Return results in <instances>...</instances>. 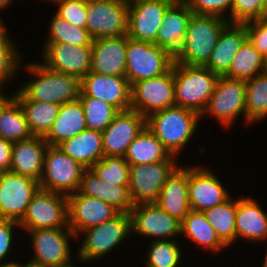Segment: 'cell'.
Here are the masks:
<instances>
[{"mask_svg":"<svg viewBox=\"0 0 267 267\" xmlns=\"http://www.w3.org/2000/svg\"><path fill=\"white\" fill-rule=\"evenodd\" d=\"M81 233L85 235L78 258L81 262H90L102 258L131 234V217L129 213L119 212L111 220L88 228Z\"/></svg>","mask_w":267,"mask_h":267,"instance_id":"cell-7","label":"cell"},{"mask_svg":"<svg viewBox=\"0 0 267 267\" xmlns=\"http://www.w3.org/2000/svg\"><path fill=\"white\" fill-rule=\"evenodd\" d=\"M267 251V250H266ZM264 263H263V266L262 267H267V252H266V255L264 257Z\"/></svg>","mask_w":267,"mask_h":267,"instance_id":"cell-55","label":"cell"},{"mask_svg":"<svg viewBox=\"0 0 267 267\" xmlns=\"http://www.w3.org/2000/svg\"><path fill=\"white\" fill-rule=\"evenodd\" d=\"M261 19L267 24V13Z\"/></svg>","mask_w":267,"mask_h":267,"instance_id":"cell-56","label":"cell"},{"mask_svg":"<svg viewBox=\"0 0 267 267\" xmlns=\"http://www.w3.org/2000/svg\"><path fill=\"white\" fill-rule=\"evenodd\" d=\"M21 229L63 228L68 226L67 196L39 188L19 222Z\"/></svg>","mask_w":267,"mask_h":267,"instance_id":"cell-8","label":"cell"},{"mask_svg":"<svg viewBox=\"0 0 267 267\" xmlns=\"http://www.w3.org/2000/svg\"><path fill=\"white\" fill-rule=\"evenodd\" d=\"M66 228V229H65ZM66 230V231H65ZM35 251L31 262L47 267H60L71 262L70 238H77L69 227L29 230Z\"/></svg>","mask_w":267,"mask_h":267,"instance_id":"cell-14","label":"cell"},{"mask_svg":"<svg viewBox=\"0 0 267 267\" xmlns=\"http://www.w3.org/2000/svg\"><path fill=\"white\" fill-rule=\"evenodd\" d=\"M53 18V19H52ZM51 18L49 35L45 43H64L72 46H92L93 38L86 28H81L59 17Z\"/></svg>","mask_w":267,"mask_h":267,"instance_id":"cell-38","label":"cell"},{"mask_svg":"<svg viewBox=\"0 0 267 267\" xmlns=\"http://www.w3.org/2000/svg\"><path fill=\"white\" fill-rule=\"evenodd\" d=\"M13 143L0 137V172L10 171Z\"/></svg>","mask_w":267,"mask_h":267,"instance_id":"cell-48","label":"cell"},{"mask_svg":"<svg viewBox=\"0 0 267 267\" xmlns=\"http://www.w3.org/2000/svg\"><path fill=\"white\" fill-rule=\"evenodd\" d=\"M0 137L12 143L33 137L22 107L14 97L0 111Z\"/></svg>","mask_w":267,"mask_h":267,"instance_id":"cell-34","label":"cell"},{"mask_svg":"<svg viewBox=\"0 0 267 267\" xmlns=\"http://www.w3.org/2000/svg\"><path fill=\"white\" fill-rule=\"evenodd\" d=\"M131 85L126 77L89 72L81 80L80 97H96L118 111L131 109Z\"/></svg>","mask_w":267,"mask_h":267,"instance_id":"cell-20","label":"cell"},{"mask_svg":"<svg viewBox=\"0 0 267 267\" xmlns=\"http://www.w3.org/2000/svg\"><path fill=\"white\" fill-rule=\"evenodd\" d=\"M242 113L246 121L245 81L219 76L206 109L202 115L215 116L226 128Z\"/></svg>","mask_w":267,"mask_h":267,"instance_id":"cell-9","label":"cell"},{"mask_svg":"<svg viewBox=\"0 0 267 267\" xmlns=\"http://www.w3.org/2000/svg\"><path fill=\"white\" fill-rule=\"evenodd\" d=\"M12 98L13 96L8 98L0 92V111Z\"/></svg>","mask_w":267,"mask_h":267,"instance_id":"cell-49","label":"cell"},{"mask_svg":"<svg viewBox=\"0 0 267 267\" xmlns=\"http://www.w3.org/2000/svg\"><path fill=\"white\" fill-rule=\"evenodd\" d=\"M246 40L245 23H229L221 32L215 49L212 51L205 67L219 76L224 75L229 70L236 53Z\"/></svg>","mask_w":267,"mask_h":267,"instance_id":"cell-26","label":"cell"},{"mask_svg":"<svg viewBox=\"0 0 267 267\" xmlns=\"http://www.w3.org/2000/svg\"><path fill=\"white\" fill-rule=\"evenodd\" d=\"M194 14L217 16L228 19L231 23V8L233 0H185ZM230 13L227 18L225 11Z\"/></svg>","mask_w":267,"mask_h":267,"instance_id":"cell-45","label":"cell"},{"mask_svg":"<svg viewBox=\"0 0 267 267\" xmlns=\"http://www.w3.org/2000/svg\"><path fill=\"white\" fill-rule=\"evenodd\" d=\"M90 169L108 184L129 186V164L125 157H103Z\"/></svg>","mask_w":267,"mask_h":267,"instance_id":"cell-41","label":"cell"},{"mask_svg":"<svg viewBox=\"0 0 267 267\" xmlns=\"http://www.w3.org/2000/svg\"><path fill=\"white\" fill-rule=\"evenodd\" d=\"M58 148L87 169L104 157L102 132L97 130L86 129L59 144Z\"/></svg>","mask_w":267,"mask_h":267,"instance_id":"cell-30","label":"cell"},{"mask_svg":"<svg viewBox=\"0 0 267 267\" xmlns=\"http://www.w3.org/2000/svg\"><path fill=\"white\" fill-rule=\"evenodd\" d=\"M180 248L174 239L153 240L144 263L146 267H178L182 258Z\"/></svg>","mask_w":267,"mask_h":267,"instance_id":"cell-40","label":"cell"},{"mask_svg":"<svg viewBox=\"0 0 267 267\" xmlns=\"http://www.w3.org/2000/svg\"><path fill=\"white\" fill-rule=\"evenodd\" d=\"M188 196L191 210L203 211L224 203L230 194L206 167H188Z\"/></svg>","mask_w":267,"mask_h":267,"instance_id":"cell-21","label":"cell"},{"mask_svg":"<svg viewBox=\"0 0 267 267\" xmlns=\"http://www.w3.org/2000/svg\"><path fill=\"white\" fill-rule=\"evenodd\" d=\"M16 225L19 228V223L13 220L0 219V266L12 267L17 264V262H6L3 258H6L7 253L11 248L13 227ZM2 262V263H1ZM4 262V263H3Z\"/></svg>","mask_w":267,"mask_h":267,"instance_id":"cell-47","label":"cell"},{"mask_svg":"<svg viewBox=\"0 0 267 267\" xmlns=\"http://www.w3.org/2000/svg\"><path fill=\"white\" fill-rule=\"evenodd\" d=\"M174 63V57L155 43L138 41L127 35L126 78L134 83L156 78L167 73Z\"/></svg>","mask_w":267,"mask_h":267,"instance_id":"cell-5","label":"cell"},{"mask_svg":"<svg viewBox=\"0 0 267 267\" xmlns=\"http://www.w3.org/2000/svg\"><path fill=\"white\" fill-rule=\"evenodd\" d=\"M21 105L33 136L44 137L55 121L60 105L37 102L29 98H15Z\"/></svg>","mask_w":267,"mask_h":267,"instance_id":"cell-35","label":"cell"},{"mask_svg":"<svg viewBox=\"0 0 267 267\" xmlns=\"http://www.w3.org/2000/svg\"><path fill=\"white\" fill-rule=\"evenodd\" d=\"M4 24L1 22V19H0V41L3 40L7 35H9L7 32H6V27L5 25L3 26Z\"/></svg>","mask_w":267,"mask_h":267,"instance_id":"cell-50","label":"cell"},{"mask_svg":"<svg viewBox=\"0 0 267 267\" xmlns=\"http://www.w3.org/2000/svg\"><path fill=\"white\" fill-rule=\"evenodd\" d=\"M57 3L56 14L81 28H86L87 23V0H60Z\"/></svg>","mask_w":267,"mask_h":267,"instance_id":"cell-44","label":"cell"},{"mask_svg":"<svg viewBox=\"0 0 267 267\" xmlns=\"http://www.w3.org/2000/svg\"><path fill=\"white\" fill-rule=\"evenodd\" d=\"M228 24V19L193 13L182 47L174 56V62L191 66H205L215 49L221 32Z\"/></svg>","mask_w":267,"mask_h":267,"instance_id":"cell-2","label":"cell"},{"mask_svg":"<svg viewBox=\"0 0 267 267\" xmlns=\"http://www.w3.org/2000/svg\"><path fill=\"white\" fill-rule=\"evenodd\" d=\"M219 75L205 66L173 63L175 106L190 109L202 116L213 94Z\"/></svg>","mask_w":267,"mask_h":267,"instance_id":"cell-4","label":"cell"},{"mask_svg":"<svg viewBox=\"0 0 267 267\" xmlns=\"http://www.w3.org/2000/svg\"><path fill=\"white\" fill-rule=\"evenodd\" d=\"M124 157L129 165L177 160L146 127L132 141Z\"/></svg>","mask_w":267,"mask_h":267,"instance_id":"cell-31","label":"cell"},{"mask_svg":"<svg viewBox=\"0 0 267 267\" xmlns=\"http://www.w3.org/2000/svg\"><path fill=\"white\" fill-rule=\"evenodd\" d=\"M170 6L163 1L128 0V37L155 43L158 29Z\"/></svg>","mask_w":267,"mask_h":267,"instance_id":"cell-18","label":"cell"},{"mask_svg":"<svg viewBox=\"0 0 267 267\" xmlns=\"http://www.w3.org/2000/svg\"><path fill=\"white\" fill-rule=\"evenodd\" d=\"M265 71H267V59L247 39L223 76L248 81Z\"/></svg>","mask_w":267,"mask_h":267,"instance_id":"cell-32","label":"cell"},{"mask_svg":"<svg viewBox=\"0 0 267 267\" xmlns=\"http://www.w3.org/2000/svg\"><path fill=\"white\" fill-rule=\"evenodd\" d=\"M246 121L257 122L267 117V71L245 81Z\"/></svg>","mask_w":267,"mask_h":267,"instance_id":"cell-37","label":"cell"},{"mask_svg":"<svg viewBox=\"0 0 267 267\" xmlns=\"http://www.w3.org/2000/svg\"><path fill=\"white\" fill-rule=\"evenodd\" d=\"M86 29L93 39L128 34V0L87 1Z\"/></svg>","mask_w":267,"mask_h":267,"instance_id":"cell-13","label":"cell"},{"mask_svg":"<svg viewBox=\"0 0 267 267\" xmlns=\"http://www.w3.org/2000/svg\"><path fill=\"white\" fill-rule=\"evenodd\" d=\"M47 147L45 139L40 136L13 143L10 171L40 181Z\"/></svg>","mask_w":267,"mask_h":267,"instance_id":"cell-24","label":"cell"},{"mask_svg":"<svg viewBox=\"0 0 267 267\" xmlns=\"http://www.w3.org/2000/svg\"><path fill=\"white\" fill-rule=\"evenodd\" d=\"M164 211L182 221L191 210L188 196V167H177L164 183L156 202Z\"/></svg>","mask_w":267,"mask_h":267,"instance_id":"cell-25","label":"cell"},{"mask_svg":"<svg viewBox=\"0 0 267 267\" xmlns=\"http://www.w3.org/2000/svg\"><path fill=\"white\" fill-rule=\"evenodd\" d=\"M67 212L68 226L77 238L82 231L111 220L119 213L103 200L81 194L79 191L67 196Z\"/></svg>","mask_w":267,"mask_h":267,"instance_id":"cell-16","label":"cell"},{"mask_svg":"<svg viewBox=\"0 0 267 267\" xmlns=\"http://www.w3.org/2000/svg\"><path fill=\"white\" fill-rule=\"evenodd\" d=\"M146 118L133 109L119 111L102 132L104 157H124L132 141L145 129Z\"/></svg>","mask_w":267,"mask_h":267,"instance_id":"cell-17","label":"cell"},{"mask_svg":"<svg viewBox=\"0 0 267 267\" xmlns=\"http://www.w3.org/2000/svg\"><path fill=\"white\" fill-rule=\"evenodd\" d=\"M199 118L193 110L173 106L146 117V128L176 157L193 137Z\"/></svg>","mask_w":267,"mask_h":267,"instance_id":"cell-3","label":"cell"},{"mask_svg":"<svg viewBox=\"0 0 267 267\" xmlns=\"http://www.w3.org/2000/svg\"><path fill=\"white\" fill-rule=\"evenodd\" d=\"M18 48L15 47L14 42L7 35L0 41V87L14 76L18 71L21 56Z\"/></svg>","mask_w":267,"mask_h":267,"instance_id":"cell-42","label":"cell"},{"mask_svg":"<svg viewBox=\"0 0 267 267\" xmlns=\"http://www.w3.org/2000/svg\"><path fill=\"white\" fill-rule=\"evenodd\" d=\"M131 90V109L145 118L157 111L175 106L173 65L162 76L134 83Z\"/></svg>","mask_w":267,"mask_h":267,"instance_id":"cell-11","label":"cell"},{"mask_svg":"<svg viewBox=\"0 0 267 267\" xmlns=\"http://www.w3.org/2000/svg\"><path fill=\"white\" fill-rule=\"evenodd\" d=\"M247 39L267 59V24L262 20L245 23Z\"/></svg>","mask_w":267,"mask_h":267,"instance_id":"cell-46","label":"cell"},{"mask_svg":"<svg viewBox=\"0 0 267 267\" xmlns=\"http://www.w3.org/2000/svg\"><path fill=\"white\" fill-rule=\"evenodd\" d=\"M213 251L227 247L217 236L212 225L206 220L202 211L190 210L181 221V235Z\"/></svg>","mask_w":267,"mask_h":267,"instance_id":"cell-33","label":"cell"},{"mask_svg":"<svg viewBox=\"0 0 267 267\" xmlns=\"http://www.w3.org/2000/svg\"><path fill=\"white\" fill-rule=\"evenodd\" d=\"M78 191L81 194L103 200L119 212L130 213L134 206L130 198L129 186L108 184L90 168L84 171Z\"/></svg>","mask_w":267,"mask_h":267,"instance_id":"cell-27","label":"cell"},{"mask_svg":"<svg viewBox=\"0 0 267 267\" xmlns=\"http://www.w3.org/2000/svg\"><path fill=\"white\" fill-rule=\"evenodd\" d=\"M84 110L86 128L103 132L119 112L114 106L96 97H79Z\"/></svg>","mask_w":267,"mask_h":267,"instance_id":"cell-39","label":"cell"},{"mask_svg":"<svg viewBox=\"0 0 267 267\" xmlns=\"http://www.w3.org/2000/svg\"><path fill=\"white\" fill-rule=\"evenodd\" d=\"M126 51L127 35L93 39L90 72L126 77Z\"/></svg>","mask_w":267,"mask_h":267,"instance_id":"cell-22","label":"cell"},{"mask_svg":"<svg viewBox=\"0 0 267 267\" xmlns=\"http://www.w3.org/2000/svg\"><path fill=\"white\" fill-rule=\"evenodd\" d=\"M175 161L129 165V194L134 205L156 203L168 177L177 168Z\"/></svg>","mask_w":267,"mask_h":267,"instance_id":"cell-10","label":"cell"},{"mask_svg":"<svg viewBox=\"0 0 267 267\" xmlns=\"http://www.w3.org/2000/svg\"><path fill=\"white\" fill-rule=\"evenodd\" d=\"M39 188V181L31 177L0 172V219L19 223Z\"/></svg>","mask_w":267,"mask_h":267,"instance_id":"cell-12","label":"cell"},{"mask_svg":"<svg viewBox=\"0 0 267 267\" xmlns=\"http://www.w3.org/2000/svg\"><path fill=\"white\" fill-rule=\"evenodd\" d=\"M25 67L37 78L29 80L16 93H13L14 98H29L33 101L60 106L79 99L81 80L78 77L53 71L42 63H30Z\"/></svg>","mask_w":267,"mask_h":267,"instance_id":"cell-1","label":"cell"},{"mask_svg":"<svg viewBox=\"0 0 267 267\" xmlns=\"http://www.w3.org/2000/svg\"><path fill=\"white\" fill-rule=\"evenodd\" d=\"M15 267H47V266H43V265H39V264H35V263H33V262H31L30 260H29V262L28 263H26V265L24 264H19V263H17L16 265H15Z\"/></svg>","mask_w":267,"mask_h":267,"instance_id":"cell-51","label":"cell"},{"mask_svg":"<svg viewBox=\"0 0 267 267\" xmlns=\"http://www.w3.org/2000/svg\"><path fill=\"white\" fill-rule=\"evenodd\" d=\"M86 119L79 100L60 106L49 132L43 137L49 146H58L86 130Z\"/></svg>","mask_w":267,"mask_h":267,"instance_id":"cell-28","label":"cell"},{"mask_svg":"<svg viewBox=\"0 0 267 267\" xmlns=\"http://www.w3.org/2000/svg\"><path fill=\"white\" fill-rule=\"evenodd\" d=\"M49 1H51V2H57V1H60V0H49Z\"/></svg>","mask_w":267,"mask_h":267,"instance_id":"cell-59","label":"cell"},{"mask_svg":"<svg viewBox=\"0 0 267 267\" xmlns=\"http://www.w3.org/2000/svg\"><path fill=\"white\" fill-rule=\"evenodd\" d=\"M154 1H163L170 5H176V4L183 2L184 0H154Z\"/></svg>","mask_w":267,"mask_h":267,"instance_id":"cell-52","label":"cell"},{"mask_svg":"<svg viewBox=\"0 0 267 267\" xmlns=\"http://www.w3.org/2000/svg\"><path fill=\"white\" fill-rule=\"evenodd\" d=\"M262 7L267 12V0H262Z\"/></svg>","mask_w":267,"mask_h":267,"instance_id":"cell-54","label":"cell"},{"mask_svg":"<svg viewBox=\"0 0 267 267\" xmlns=\"http://www.w3.org/2000/svg\"><path fill=\"white\" fill-rule=\"evenodd\" d=\"M235 226L236 239L238 237L251 241L267 239V214L250 197L236 200Z\"/></svg>","mask_w":267,"mask_h":267,"instance_id":"cell-29","label":"cell"},{"mask_svg":"<svg viewBox=\"0 0 267 267\" xmlns=\"http://www.w3.org/2000/svg\"><path fill=\"white\" fill-rule=\"evenodd\" d=\"M131 233L153 237V240L174 239L181 235V221L164 211L157 203L134 205L130 211Z\"/></svg>","mask_w":267,"mask_h":267,"instance_id":"cell-15","label":"cell"},{"mask_svg":"<svg viewBox=\"0 0 267 267\" xmlns=\"http://www.w3.org/2000/svg\"><path fill=\"white\" fill-rule=\"evenodd\" d=\"M60 267H76L74 265H71V263L67 264V265H64V266H60Z\"/></svg>","mask_w":267,"mask_h":267,"instance_id":"cell-58","label":"cell"},{"mask_svg":"<svg viewBox=\"0 0 267 267\" xmlns=\"http://www.w3.org/2000/svg\"><path fill=\"white\" fill-rule=\"evenodd\" d=\"M43 50V65L53 71L76 76L80 80L91 71L92 46L45 43Z\"/></svg>","mask_w":267,"mask_h":267,"instance_id":"cell-19","label":"cell"},{"mask_svg":"<svg viewBox=\"0 0 267 267\" xmlns=\"http://www.w3.org/2000/svg\"><path fill=\"white\" fill-rule=\"evenodd\" d=\"M206 220L212 225L217 236L229 246L236 241V200L230 197L224 203L202 211Z\"/></svg>","mask_w":267,"mask_h":267,"instance_id":"cell-36","label":"cell"},{"mask_svg":"<svg viewBox=\"0 0 267 267\" xmlns=\"http://www.w3.org/2000/svg\"><path fill=\"white\" fill-rule=\"evenodd\" d=\"M267 12L262 7V0H233L231 23L243 24L261 19Z\"/></svg>","mask_w":267,"mask_h":267,"instance_id":"cell-43","label":"cell"},{"mask_svg":"<svg viewBox=\"0 0 267 267\" xmlns=\"http://www.w3.org/2000/svg\"><path fill=\"white\" fill-rule=\"evenodd\" d=\"M87 1L107 2V1H112V0H87Z\"/></svg>","mask_w":267,"mask_h":267,"instance_id":"cell-57","label":"cell"},{"mask_svg":"<svg viewBox=\"0 0 267 267\" xmlns=\"http://www.w3.org/2000/svg\"><path fill=\"white\" fill-rule=\"evenodd\" d=\"M87 168L70 158L58 146L45 151L43 173L39 181L41 189L68 196L79 190L83 173Z\"/></svg>","mask_w":267,"mask_h":267,"instance_id":"cell-6","label":"cell"},{"mask_svg":"<svg viewBox=\"0 0 267 267\" xmlns=\"http://www.w3.org/2000/svg\"><path fill=\"white\" fill-rule=\"evenodd\" d=\"M13 2L12 0H0V9H5L8 5Z\"/></svg>","mask_w":267,"mask_h":267,"instance_id":"cell-53","label":"cell"},{"mask_svg":"<svg viewBox=\"0 0 267 267\" xmlns=\"http://www.w3.org/2000/svg\"><path fill=\"white\" fill-rule=\"evenodd\" d=\"M192 14L185 0L171 5L165 12L158 29L155 44L163 47L174 57L182 47Z\"/></svg>","mask_w":267,"mask_h":267,"instance_id":"cell-23","label":"cell"}]
</instances>
